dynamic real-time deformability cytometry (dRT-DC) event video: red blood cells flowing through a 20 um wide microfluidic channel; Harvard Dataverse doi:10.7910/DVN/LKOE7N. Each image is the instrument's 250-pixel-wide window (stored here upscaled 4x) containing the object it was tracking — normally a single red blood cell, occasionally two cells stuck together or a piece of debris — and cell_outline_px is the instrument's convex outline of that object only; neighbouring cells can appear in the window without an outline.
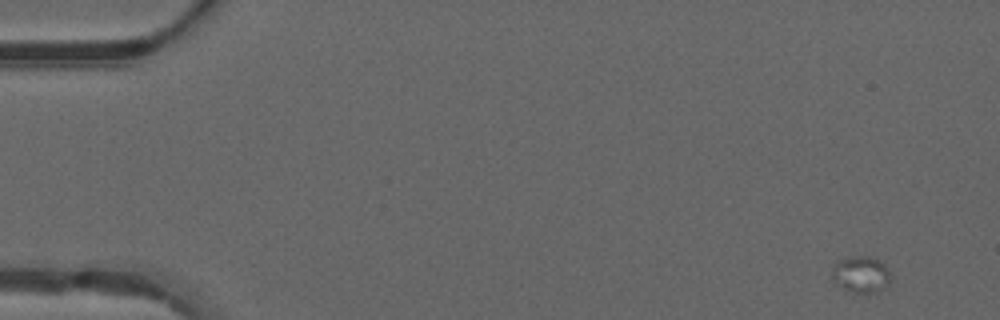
{"species": "common noctule bat (a hibernating species)", "species_latin": "Nyctalus noctula", "temperature_condition": "warm", "stored_images_in_passage": 19, "camera_frame_rate_fps": 3000, "um_per_image_px": 0.085, "animal": {"sex": "male", "forearm_length_mm": 52.5}, "frame": {"image": 1, "passage_image": 1, "time_ms": 0.0, "image_size_px": [1000, 320], "cell_outline_px": [[888, 280], [884, 288], [872, 292], [856, 292], [844, 288], [836, 284], [832, 280], [832, 268], [836, 260], [852, 256], [868, 256], [884, 264], [888, 268]], "centroid_in_image_um": [73.11, 23.29], "position_along_channel_um": 11.9, "area_um2": 12.14}}